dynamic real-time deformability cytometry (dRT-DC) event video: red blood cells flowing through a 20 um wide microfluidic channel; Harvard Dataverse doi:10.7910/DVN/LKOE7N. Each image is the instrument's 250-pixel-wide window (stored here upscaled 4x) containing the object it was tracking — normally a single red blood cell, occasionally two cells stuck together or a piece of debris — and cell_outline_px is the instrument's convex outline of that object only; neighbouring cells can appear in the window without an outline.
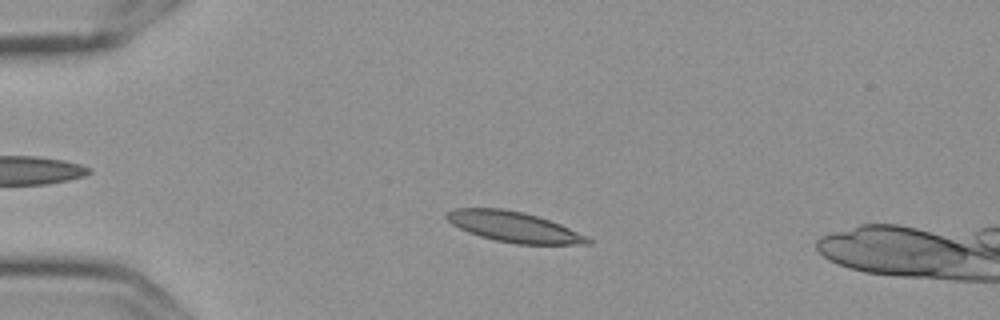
{"species": "Egyptian fruit bat (a non-hibernating species)", "species_latin": "Rousettus aegyptiacus", "temperature_condition": "cold", "stored_images_in_passage": 55, "camera_frame_rate_fps": 3000, "um_per_image_px": 0.085, "frame": {"image": 1, "passage_image": 11, "time_ms": 3.333, "image_size_px": [1000, 320], "cell_outline_px": [[592, 244], [516, 244], [496, 240], [480, 236], [468, 232], [452, 224], [444, 216], [448, 212], [456, 208], [504, 208], [524, 212], [560, 224], [588, 236], [592, 240]], "centroid_in_image_um": [43.69, 19.28], "position_along_channel_um": 41.3, "area_um2": 24.91}}
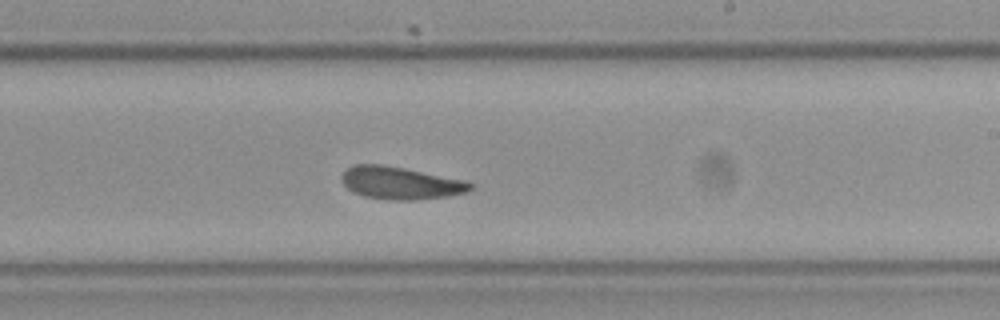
{"frame": {"image": 2, "passage_image": 32, "time_ms": 10.333, "image_size_px": [1000, 320], "cell_outline_px": [[472, 188], [468, 192], [448, 196], [416, 200], [388, 200], [364, 196], [352, 192], [340, 180], [340, 176], [352, 164], [384, 164], [464, 180], [472, 184]], "centroid_in_image_um": [34.0, 15.56], "position_along_channel_um": 255.0, "area_um2": 24.45}}
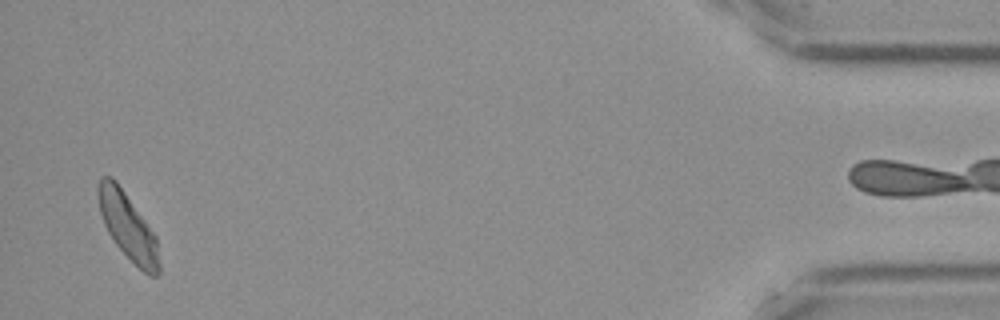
{"frame": {"image": 3, "passage_image": 53, "time_ms": 17.333, "image_size_px": [1000, 320], "cell_outline_px": [[160, 272], [156, 276], [148, 276], [116, 244], [108, 232], [104, 224], [100, 212], [96, 188], [100, 176], [112, 176], [116, 180], [156, 236], [160, 264]], "centroid_in_image_um": [10.85, 19.22], "position_along_channel_um": 424.3, "area_um2": 23.41}, "authors_computed_cell_mechanics": {"area_um2": 24.3916, "velocity_mm_per_s": 3.5304, "shape_relaxation_time_tau1_ms": 3.4085, "shape_relaxation_time_tau2_ms": 3.2967, "deformation_change_tau1": 0.1087, "deformation_change_tau2": 0.1069}}